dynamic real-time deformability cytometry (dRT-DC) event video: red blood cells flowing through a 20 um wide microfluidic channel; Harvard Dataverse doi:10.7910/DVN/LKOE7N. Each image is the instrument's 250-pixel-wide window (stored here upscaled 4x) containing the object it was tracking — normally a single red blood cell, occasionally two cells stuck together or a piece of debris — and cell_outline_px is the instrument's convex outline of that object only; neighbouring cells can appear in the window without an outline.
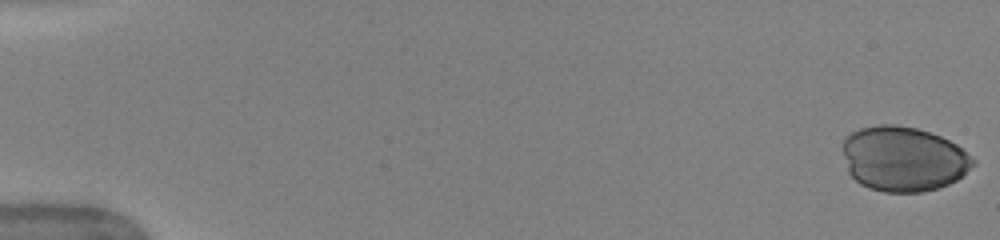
{"species": "human", "species_latin": "Homo sapiens", "temperature_condition": "warm", "stored_images_in_passage": 51, "camera_frame_rate_fps": 3000, "um_per_image_px": 0.085, "donor": {"sex": "female"}, "frame": {"image": 1, "passage_image": 1, "time_ms": 0.0, "image_size_px": [1000, 240], "cell_outline_px": [[976, 164], [956, 180], [948, 184], [924, 192], [884, 192], [868, 188], [860, 184], [848, 172], [844, 156], [844, 140], [852, 132], [860, 128], [880, 124], [896, 124], [916, 128], [940, 136], [956, 144], [972, 156], [976, 160]], "centroid_in_image_um": [76.8, 13.51], "position_along_channel_um": 8.2, "area_um2": 49.25}}
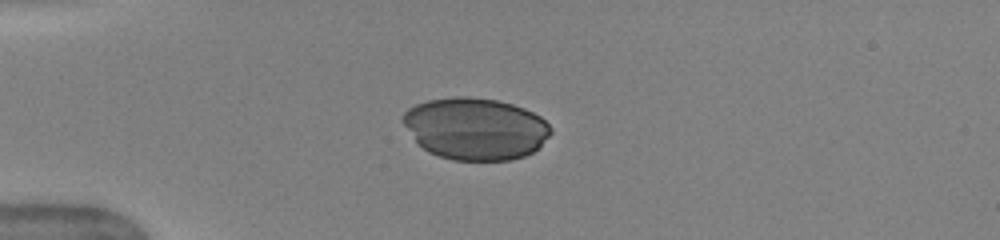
{"frame": {"image": 2, "passage_image": 14, "time_ms": 4.333, "image_size_px": [1000, 240], "cell_outline_px": [[552, 132], [532, 152], [524, 156], [512, 160], [452, 160], [428, 152], [416, 144], [404, 124], [404, 112], [408, 108], [416, 104], [428, 100], [456, 96], [468, 96], [496, 100], [512, 104], [524, 108], [540, 116], [552, 128]], "centroid_in_image_um": [40.39, 10.93], "position_along_channel_um": 44.6, "area_um2": 53.35}}
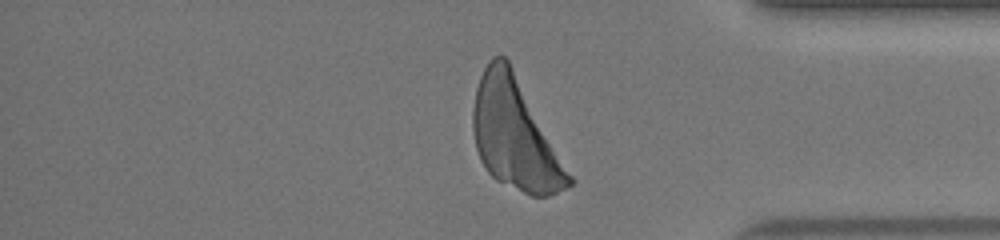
{"frame": {"image": 3, "passage_image": 43, "time_ms": 14.0, "image_size_px": [1000, 240], "cell_outline_px": [[576, 180], [572, 184], [548, 196], [532, 196], [496, 180], [488, 172], [480, 160], [476, 148], [472, 128], [472, 108], [476, 88], [480, 76], [484, 68], [492, 56], [504, 56], [508, 60]], "centroid_in_image_um": [43.78, 11.45], "position_along_channel_um": 391.4, "area_um2": 61.61}}